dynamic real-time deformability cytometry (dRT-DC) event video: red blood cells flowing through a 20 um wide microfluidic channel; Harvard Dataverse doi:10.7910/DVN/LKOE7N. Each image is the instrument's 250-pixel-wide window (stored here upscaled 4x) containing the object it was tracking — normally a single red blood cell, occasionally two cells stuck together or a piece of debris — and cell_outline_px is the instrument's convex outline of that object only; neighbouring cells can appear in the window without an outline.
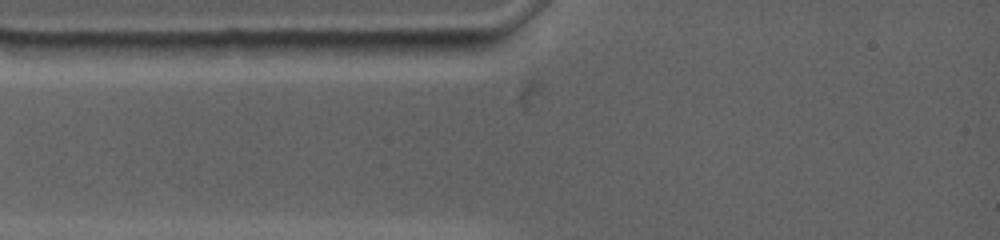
{"species": "common noctule bat (a hibernating species)", "species_latin": "Nyctalus noctula", "temperature_condition": "warm", "stored_images_in_passage": 3, "camera_frame_rate_fps": 4500, "um_per_image_px": 0.085, "animal": {"sex": "female", "body_mass_g": 19.0, "forearm_length_mm": 53.3}, "frame": {"image": 1, "passage_image": 1, "time_ms": 0.0, "image_size_px": [1000, 240], "cell_outline_px": [[484, 48], [476, 56], [416, 56], [388, 52], [380, 44], [380, 40], [480, 40], [484, 44]], "centroid_in_image_um": [36.89, 4.04], "position_along_channel_um": 48.1, "area_um2": 10.87}}